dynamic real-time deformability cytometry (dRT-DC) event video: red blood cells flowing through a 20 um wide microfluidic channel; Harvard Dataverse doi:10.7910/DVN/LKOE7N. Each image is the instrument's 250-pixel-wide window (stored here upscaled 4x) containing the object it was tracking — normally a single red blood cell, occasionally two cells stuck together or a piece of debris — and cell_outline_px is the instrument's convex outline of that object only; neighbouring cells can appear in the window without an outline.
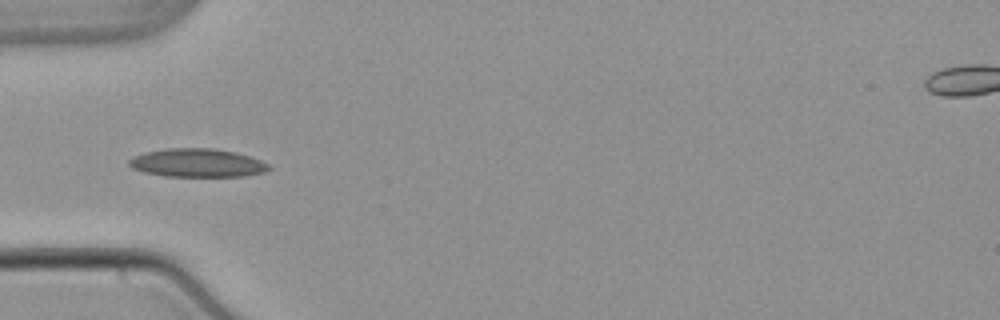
{"species": "common noctule bat (a hibernating species)", "species_latin": "Nyctalus noctula", "temperature_condition": "warm", "stored_images_in_passage": 15, "camera_frame_rate_fps": 3000, "um_per_image_px": 0.085, "animal": {"sex": "male", "body_mass_g": 21.5, "forearm_length_mm": 52.0}, "frame": {"image": 1, "passage_image": 3, "time_ms": 0.667, "image_size_px": [1000, 320], "cell_outline_px": [[272, 168], [264, 172], [244, 176], [164, 176], [144, 172], [132, 168], [128, 164], [128, 160], [144, 152], [168, 148], [212, 148], [232, 152], [248, 156], [260, 160], [268, 164]], "centroid_in_image_um": [16.75, 13.85], "position_along_channel_um": 68.2, "area_um2": 22.95}}